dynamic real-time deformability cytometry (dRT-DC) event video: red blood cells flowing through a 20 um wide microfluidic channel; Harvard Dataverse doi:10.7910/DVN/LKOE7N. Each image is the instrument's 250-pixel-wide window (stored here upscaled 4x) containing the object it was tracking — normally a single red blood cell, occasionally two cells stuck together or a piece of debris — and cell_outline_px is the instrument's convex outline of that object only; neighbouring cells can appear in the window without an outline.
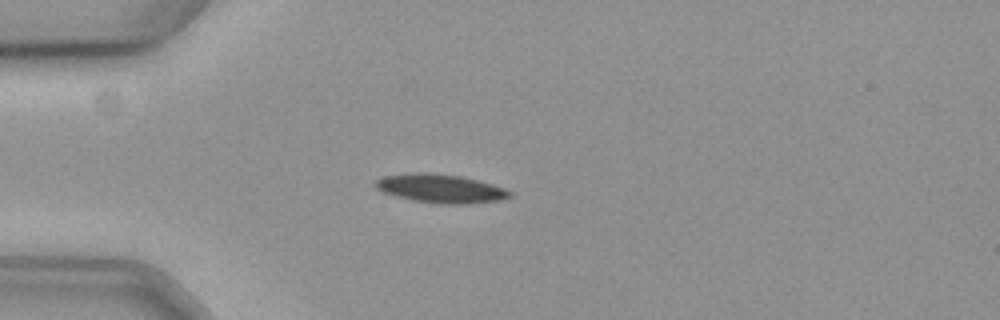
{"species": "common noctule bat (a hibernating species)", "species_latin": "Nyctalus noctula", "temperature_condition": "cold", "stored_images_in_passage": 43, "camera_frame_rate_fps": 3000, "um_per_image_px": 0.085, "animal": {"sex": "female", "body_mass_g": 19.3, "forearm_length_mm": 54.1}, "frame": {"image": 1, "passage_image": 1, "time_ms": 0.0, "image_size_px": [1000, 320], "cell_outline_px": [[512, 196], [500, 200], [468, 204], [440, 204], [412, 200], [396, 196], [384, 192], [376, 188], [376, 180], [384, 176], [420, 172], [424, 172], [460, 176], [492, 184], [504, 188], [512, 192]], "centroid_in_image_um": [37.48, 16.03], "position_along_channel_um": 47.5, "area_um2": 22.2}}
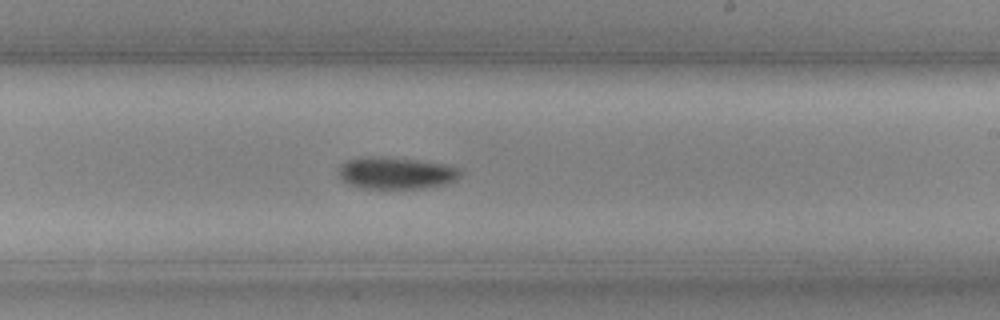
{"frame": {"image": 2, "passage_image": 20, "time_ms": 6.333, "image_size_px": [1000, 320], "cell_outline_px": [[460, 176], [456, 180], [448, 184], [424, 188], [364, 188], [348, 184], [340, 176], [340, 164], [348, 160], [372, 156], [384, 156], [416, 160], [444, 164], [460, 168]], "centroid_in_image_um": [33.7, 14.71], "position_along_channel_um": 255.3, "area_um2": 22.54}}
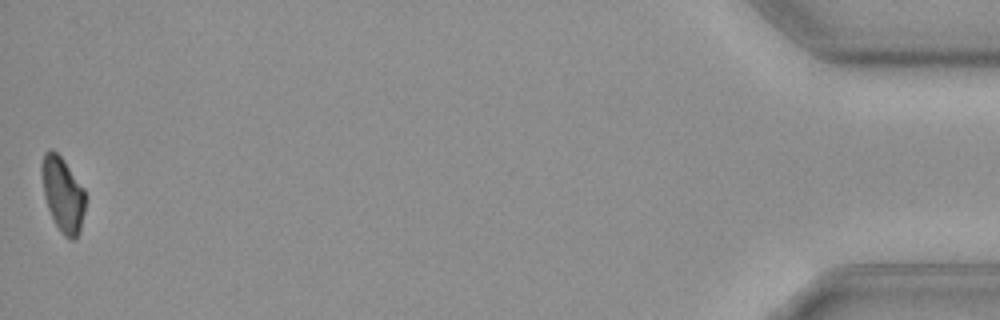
{"frame": {"image": 3, "passage_image": 43, "time_ms": 14.0, "image_size_px": [1000, 320], "cell_outline_px": [[84, 212], [80, 232], [72, 240], [68, 240], [60, 232], [48, 208], [44, 196], [40, 172], [40, 164], [44, 152], [48, 148], [52, 148], [64, 160], [84, 188]], "centroid_in_image_um": [5.31, 16.48], "position_along_channel_um": 429.9, "area_um2": 19.19}, "authors_computed_cell_mechanics": {"area_um2": 21.6172, "velocity_mm_per_s": 3.5804, "shape_relaxation_time_tau1_ms": 2.6609, "shape_relaxation_time_tau2_ms": null, "deformation_change_tau1": 0.0644, "deformation_change_tau2": null}}